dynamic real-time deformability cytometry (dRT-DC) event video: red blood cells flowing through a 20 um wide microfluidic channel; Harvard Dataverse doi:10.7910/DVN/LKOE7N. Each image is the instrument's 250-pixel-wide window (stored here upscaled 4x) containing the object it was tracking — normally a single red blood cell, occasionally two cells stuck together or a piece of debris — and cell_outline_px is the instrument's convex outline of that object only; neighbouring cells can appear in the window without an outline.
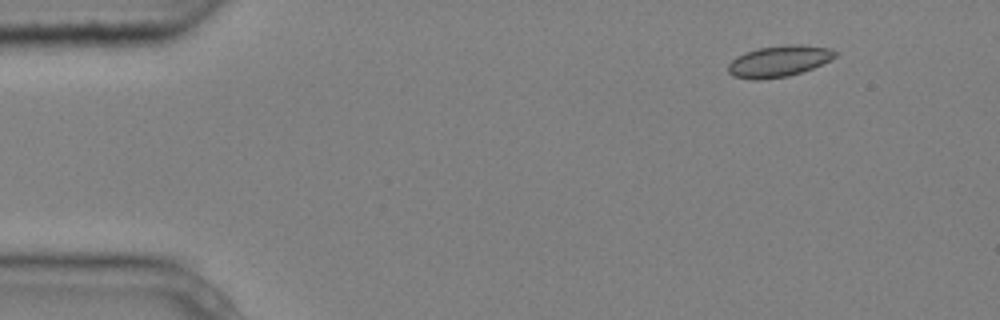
{"species": "common noctule bat (a hibernating species)", "species_latin": "Nyctalus noctula", "temperature_condition": "cold", "stored_images_in_passage": 4, "camera_frame_rate_fps": 3000, "um_per_image_px": 0.085, "animal": {"sex": "male", "body_mass_g": 20.4}, "frame": {"image": 1, "passage_image": 2, "time_ms": 0.333, "image_size_px": [1000, 320], "cell_outline_px": [[840, 52], [832, 60], [812, 68], [788, 76], [756, 80], [752, 80], [732, 76], [728, 72], [728, 64], [736, 56], [744, 52], [760, 48], [784, 44], [800, 44], [832, 48]], "centroid_in_image_um": [66.23, 5.19], "position_along_channel_um": 18.8, "area_um2": 19.77}}
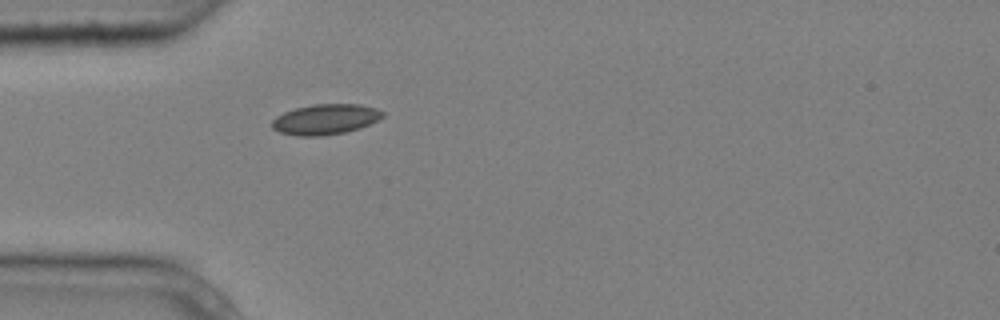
{"frame": {"image": 2, "passage_image": 4, "time_ms": 1.0, "image_size_px": [1000, 320], "cell_outline_px": [[384, 116], [360, 128], [344, 132], [320, 136], [296, 136], [280, 132], [272, 128], [272, 120], [276, 116], [284, 112], [296, 108], [312, 104], [360, 104], [376, 108], [384, 112]], "centroid_in_image_um": [27.64, 10.14], "position_along_channel_um": 57.4, "area_um2": 19.54}}